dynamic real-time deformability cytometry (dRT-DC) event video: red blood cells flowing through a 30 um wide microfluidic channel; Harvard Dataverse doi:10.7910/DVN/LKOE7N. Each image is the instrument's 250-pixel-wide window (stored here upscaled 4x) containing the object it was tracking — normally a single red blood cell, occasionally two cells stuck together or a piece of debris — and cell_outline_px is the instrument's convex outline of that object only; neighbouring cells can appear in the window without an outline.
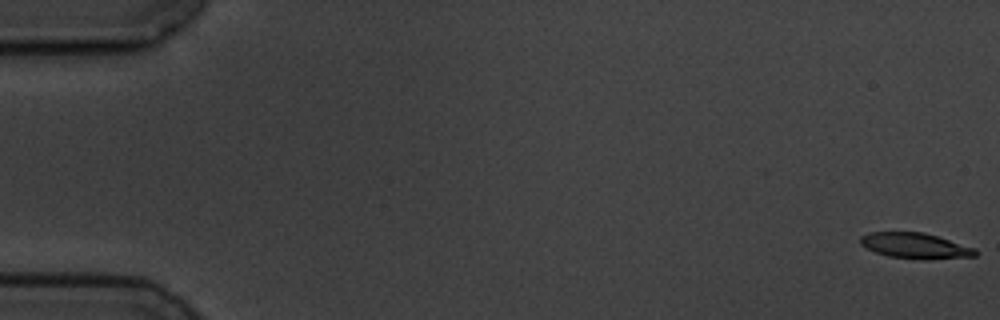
{"species": "common noctule bat (a hibernating species)", "species_latin": "Nyctalus noctula", "temperature_condition": "cold", "stored_images_in_passage": 5, "camera_frame_rate_fps": 3000, "um_per_image_px": 0.085, "animal": {"sex": "male", "body_mass_g": 19.5, "forearm_length_mm": 54.6}, "frame": {"image": 1, "passage_image": 1, "time_ms": 0.0, "image_size_px": [1000, 320], "cell_outline_px": [[976, 256], [924, 260], [888, 256], [876, 252], [860, 244], [860, 236], [868, 232], [924, 232], [976, 248]], "centroid_in_image_um": [77.8, 20.89], "position_along_channel_um": 7.2, "area_um2": 17.17}}
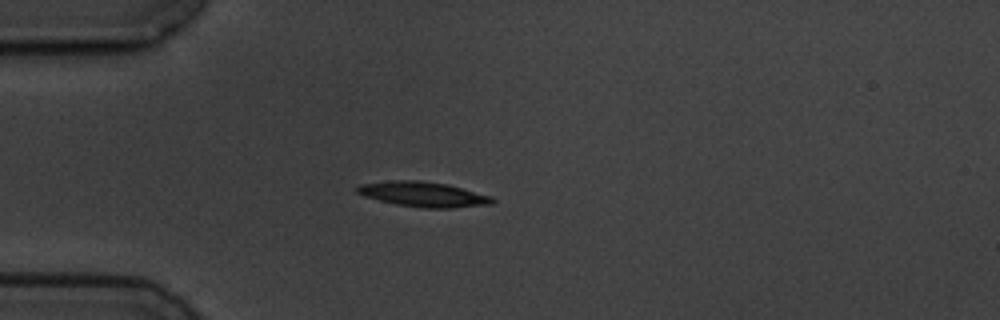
{"frame": {"image": 2, "passage_image": 5, "time_ms": 5.0, "image_size_px": [1000, 320], "cell_outline_px": [[496, 200], [492, 204], [452, 208], [420, 208], [396, 204], [364, 196], [356, 192], [356, 188], [360, 184], [392, 180], [416, 180], [448, 184], [492, 196]], "centroid_in_image_um": [36.0, 16.51], "position_along_channel_um": 49.0, "area_um2": 19.77}}